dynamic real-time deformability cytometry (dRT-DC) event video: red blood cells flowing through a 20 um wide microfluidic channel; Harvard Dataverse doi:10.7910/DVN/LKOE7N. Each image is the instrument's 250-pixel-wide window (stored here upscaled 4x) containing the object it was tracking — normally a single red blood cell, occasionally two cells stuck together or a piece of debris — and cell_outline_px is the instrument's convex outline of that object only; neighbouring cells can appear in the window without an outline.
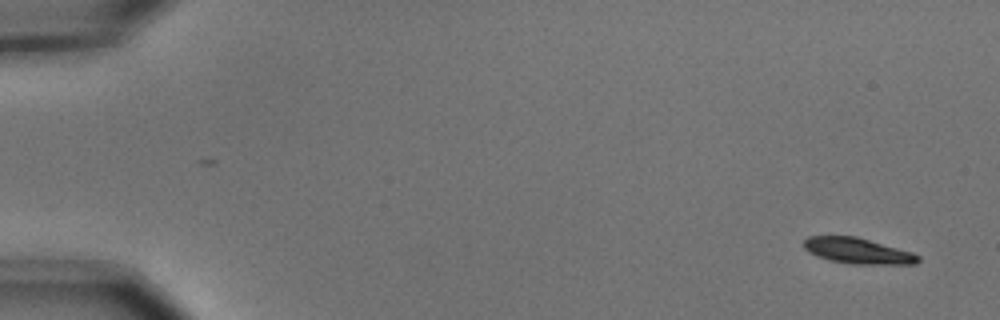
{"species": "common noctule bat (a hibernating species)", "species_latin": "Nyctalus noctula", "temperature_condition": "cold", "stored_images_in_passage": 4, "camera_frame_rate_fps": 3000, "um_per_image_px": 0.085, "animal": {"sex": "male", "body_mass_g": 15.6}, "frame": {"image": 1, "passage_image": 1, "time_ms": 0.0, "image_size_px": [1000, 320], "cell_outline_px": [[920, 260], [916, 264], [852, 264], [828, 260], [816, 256], [808, 252], [804, 248], [804, 240], [808, 236], [856, 236], [912, 252], [920, 256]], "centroid_in_image_um": [72.9, 21.32], "position_along_channel_um": 12.1, "area_um2": 17.22}}
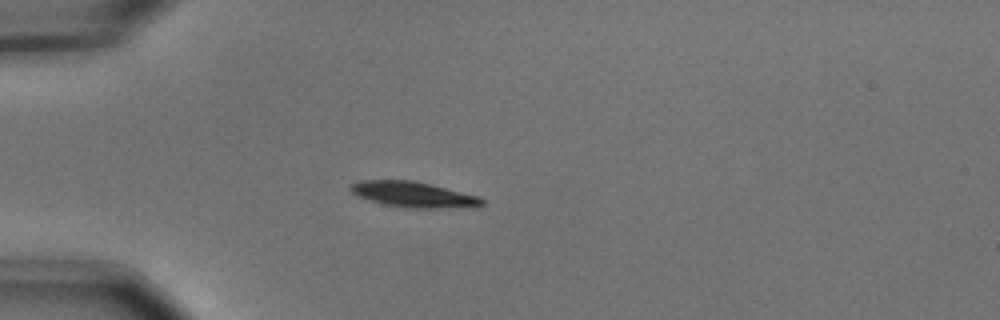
{"frame": {"image": 2, "passage_image": 4, "time_ms": 1.0, "image_size_px": [1000, 320], "cell_outline_px": [[484, 204], [476, 208], [408, 208], [384, 204], [360, 196], [352, 192], [348, 188], [352, 184], [360, 180], [412, 180], [432, 184], [480, 196], [484, 200]], "centroid_in_image_um": [35.25, 16.54], "position_along_channel_um": 49.8, "area_um2": 19.77}}